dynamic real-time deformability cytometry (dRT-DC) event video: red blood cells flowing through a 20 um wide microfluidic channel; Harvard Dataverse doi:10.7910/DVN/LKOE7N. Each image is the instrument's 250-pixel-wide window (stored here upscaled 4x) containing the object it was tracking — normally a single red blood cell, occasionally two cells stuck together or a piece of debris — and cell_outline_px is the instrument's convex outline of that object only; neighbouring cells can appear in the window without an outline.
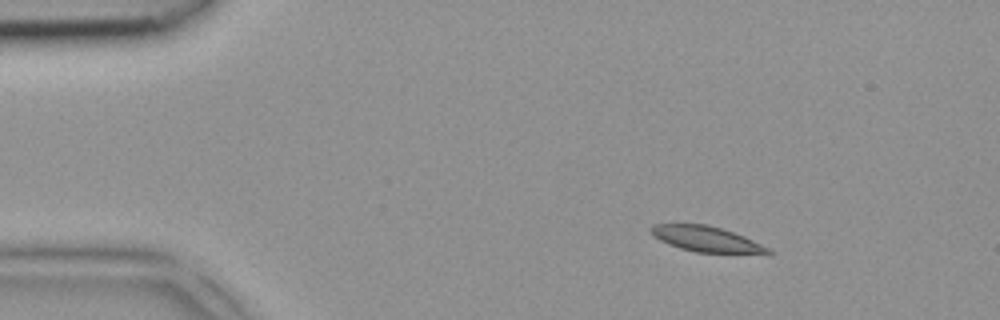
{"species": "common noctule bat (a hibernating species)", "species_latin": "Nyctalus noctula", "temperature_condition": "room temperature", "stored_images_in_passage": 3, "camera_frame_rate_fps": 3000, "um_per_image_px": 0.085, "animal": {"sex": "female", "body_mass_g": 18.4}, "frame": {"image": 1, "passage_image": 1, "time_ms": 0.0, "image_size_px": [1000, 320], "cell_outline_px": [[776, 252], [696, 252], [680, 248], [668, 244], [652, 236], [648, 228], [652, 224], [708, 224], [744, 236], [772, 248]], "centroid_in_image_um": [59.97, 20.29], "position_along_channel_um": 25.0, "area_um2": 17.17}}